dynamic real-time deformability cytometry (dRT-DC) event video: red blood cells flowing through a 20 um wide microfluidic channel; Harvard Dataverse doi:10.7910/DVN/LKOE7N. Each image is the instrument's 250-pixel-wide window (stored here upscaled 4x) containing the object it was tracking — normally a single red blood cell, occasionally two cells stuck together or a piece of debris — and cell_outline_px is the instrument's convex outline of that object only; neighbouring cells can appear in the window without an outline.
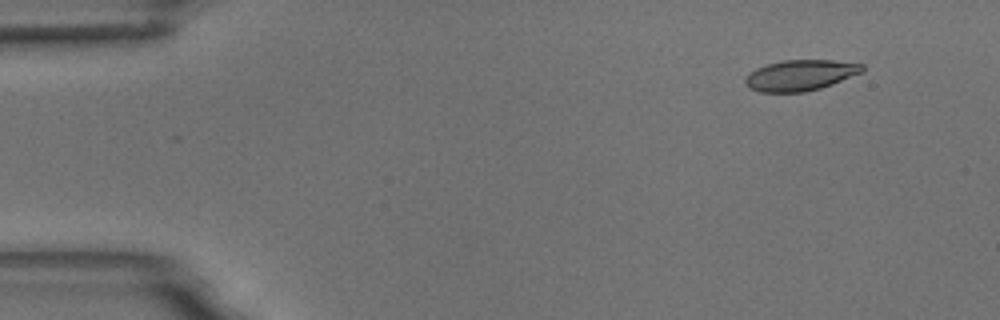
{"species": "common noctule bat (a hibernating species)", "species_latin": "Nyctalus noctula", "temperature_condition": "room temperature", "stored_images_in_passage": 6, "camera_frame_rate_fps": 3000, "um_per_image_px": 0.085, "animal": {"sex": "male", "body_mass_g": 18.8}, "frame": {"image": 1, "passage_image": 2, "time_ms": 1.0, "image_size_px": [1000, 320], "cell_outline_px": [[864, 72], [832, 84], [820, 88], [804, 92], [760, 92], [748, 88], [744, 84], [744, 80], [756, 68], [768, 64], [784, 60], [832, 60], [864, 64]], "centroid_in_image_um": [68.05, 6.4], "position_along_channel_um": 17.0, "area_um2": 20.98}}